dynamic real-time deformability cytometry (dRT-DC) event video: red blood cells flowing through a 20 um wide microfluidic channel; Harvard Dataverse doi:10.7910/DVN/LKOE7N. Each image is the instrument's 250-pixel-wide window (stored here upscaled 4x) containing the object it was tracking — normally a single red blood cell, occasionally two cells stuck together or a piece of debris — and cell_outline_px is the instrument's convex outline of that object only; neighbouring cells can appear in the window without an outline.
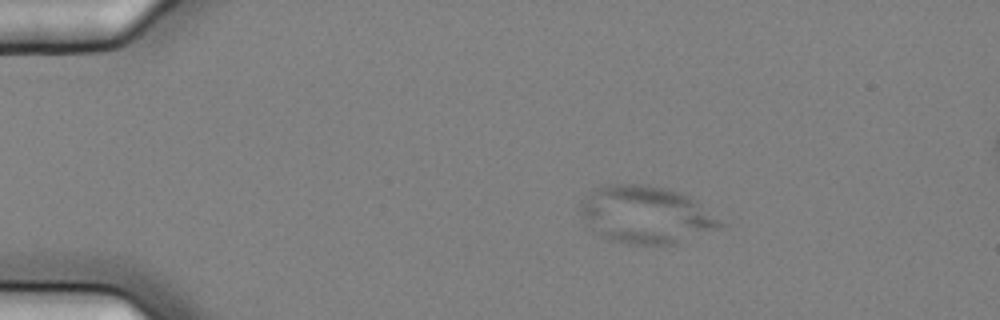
{"species": "common noctule bat (a hibernating species)", "species_latin": "Nyctalus noctula", "temperature_condition": "cold", "stored_images_in_passage": 3, "camera_frame_rate_fps": 3000, "um_per_image_px": 0.085, "animal": {"sex": "female", "body_mass_g": 25.1}, "frame": {"image": 1, "passage_image": 1, "time_ms": 0.0, "image_size_px": [1000, 320], "cell_outline_px": [[728, 224], [724, 228], [676, 244], [628, 244], [608, 240], [596, 232], [592, 228], [580, 212], [580, 204], [596, 188], [604, 184], [644, 184], [668, 188], [692, 196]], "centroid_in_image_um": [55.03, 18.25], "position_along_channel_um": 30.0, "area_um2": 47.4}}